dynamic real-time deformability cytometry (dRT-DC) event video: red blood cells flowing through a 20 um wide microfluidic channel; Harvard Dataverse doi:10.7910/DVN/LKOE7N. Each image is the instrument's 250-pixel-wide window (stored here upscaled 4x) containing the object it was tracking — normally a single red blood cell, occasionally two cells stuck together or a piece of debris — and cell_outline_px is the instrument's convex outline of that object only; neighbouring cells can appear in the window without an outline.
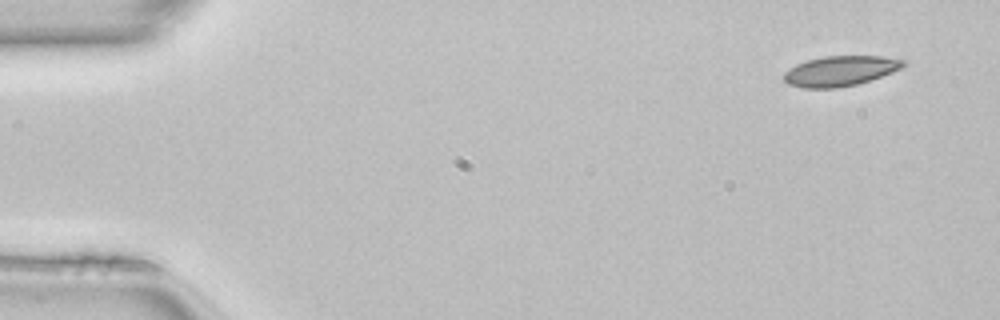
{"species": "common noctule bat (a hibernating species)", "species_latin": "Nyctalus noctula", "temperature_condition": "room temperature", "stored_images_in_passage": 47, "camera_frame_rate_fps": 3000, "um_per_image_px": 0.085, "animal": {"sex": "female", "body_mass_g": 22.7, "forearm_length_mm": 54.2}, "frame": {"image": 1, "passage_image": 1, "time_ms": 0.0, "image_size_px": [1000, 320], "cell_outline_px": [[904, 64], [900, 68], [892, 72], [856, 84], [836, 88], [804, 88], [788, 84], [784, 80], [784, 72], [788, 68], [796, 64], [808, 60], [824, 56], [880, 56], [904, 60]], "centroid_in_image_um": [71.36, 6.03], "position_along_channel_um": 13.6, "area_um2": 20.69}}
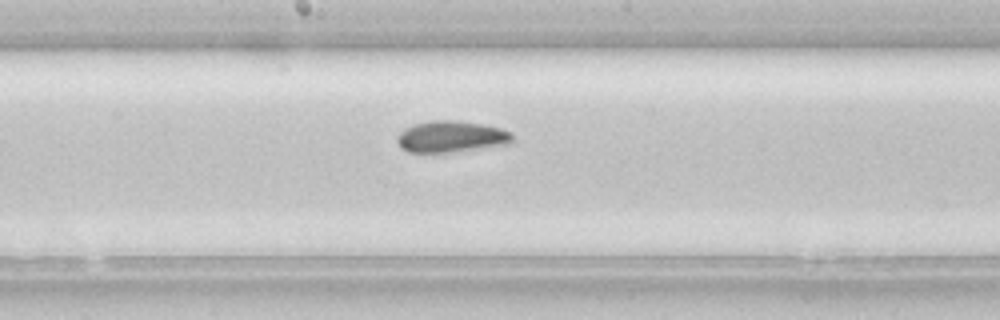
{"frame": {"image": 2, "passage_image": 24, "time_ms": 7.667, "image_size_px": [1000, 320], "cell_outline_px": [[512, 140], [508, 144], [448, 152], [408, 152], [400, 148], [396, 140], [396, 136], [404, 128], [412, 124], [432, 120], [456, 120], [480, 124], [500, 128], [512, 132]], "centroid_in_image_um": [38.28, 11.6], "position_along_channel_um": 209.9, "area_um2": 21.04}}
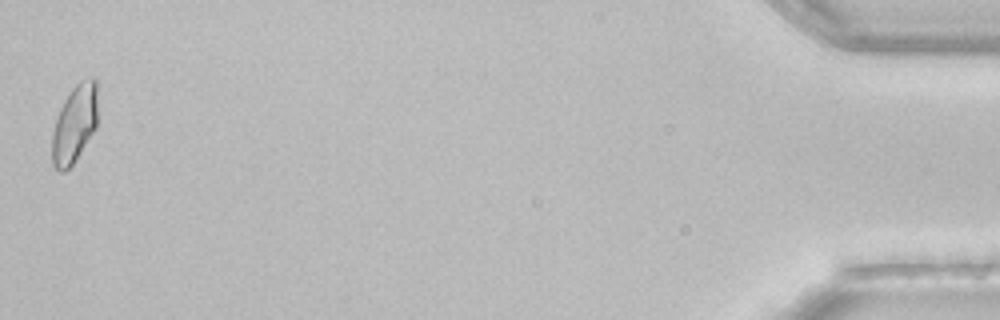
{"frame": {"image": 3, "passage_image": 47, "time_ms": 15.333, "image_size_px": [1000, 320], "cell_outline_px": [[96, 128], [76, 160], [64, 172], [60, 172], [52, 164], [52, 132], [60, 108], [68, 92], [80, 80], [88, 76], [96, 76]], "centroid_in_image_um": [6.33, 10.51], "position_along_channel_um": 428.9, "area_um2": 20.81}, "authors_computed_cell_mechanics": {"area_um2": 20.8658, "velocity_mm_per_s": 4.123, "shape_relaxation_time_tau1_ms": 5.543, "shape_relaxation_time_tau2_ms": 2.8891, "deformation_change_tau1": 0.1092, "deformation_change_tau2": 0.0581}}